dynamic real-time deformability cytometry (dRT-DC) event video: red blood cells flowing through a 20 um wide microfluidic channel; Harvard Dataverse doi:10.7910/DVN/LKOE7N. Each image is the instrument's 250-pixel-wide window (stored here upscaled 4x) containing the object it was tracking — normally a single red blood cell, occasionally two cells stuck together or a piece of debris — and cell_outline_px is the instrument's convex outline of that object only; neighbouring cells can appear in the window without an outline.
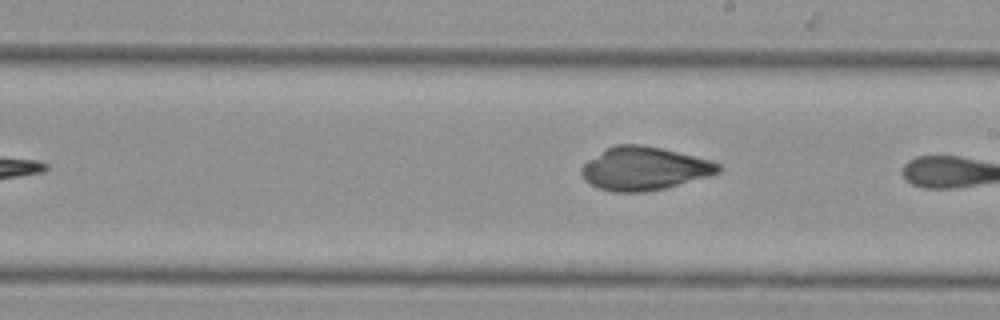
{"species": "Egyptian fruit bat (a non-hibernating species)", "species_latin": "Rousettus aegyptiacus", "temperature_condition": "cold", "stored_images_in_passage": 9, "camera_frame_rate_fps": 3000, "um_per_image_px": 0.085, "animal": {"sex": "female"}, "frame": {"image": 1, "passage_image": 7, "time_ms": 2.0, "image_size_px": [1000, 320], "cell_outline_px": [[724, 168], [720, 172], [712, 176], [664, 188], [644, 192], [616, 192], [600, 188], [588, 184], [584, 180], [580, 172], [580, 168], [588, 160], [608, 148], [616, 144], [640, 144], [660, 148], [712, 160], [720, 164]], "centroid_in_image_um": [54.79, 14.33], "position_along_channel_um": 234.2, "area_um2": 34.56}}